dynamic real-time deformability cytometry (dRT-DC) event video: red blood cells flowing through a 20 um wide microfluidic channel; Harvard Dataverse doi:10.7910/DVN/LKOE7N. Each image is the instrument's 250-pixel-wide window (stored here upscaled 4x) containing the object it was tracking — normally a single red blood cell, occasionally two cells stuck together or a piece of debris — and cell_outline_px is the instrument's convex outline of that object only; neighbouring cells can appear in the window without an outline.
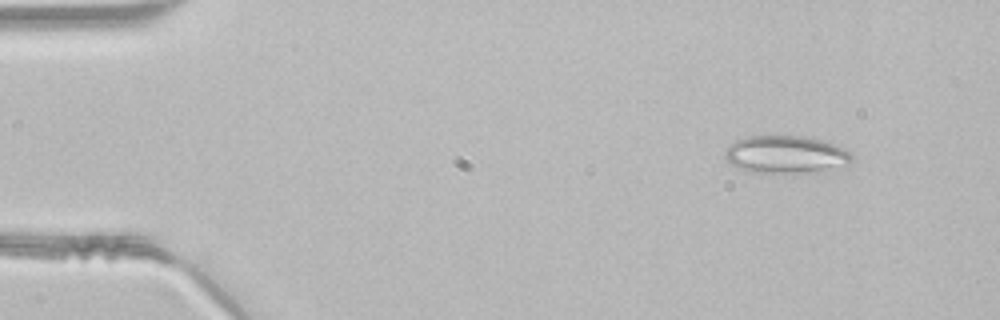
{"species": "common noctule bat (a hibernating species)", "species_latin": "Nyctalus noctula", "temperature_condition": "room temperature", "stored_images_in_passage": 10, "camera_frame_rate_fps": 3000, "um_per_image_px": 0.085, "animal": {"sex": "male", "body_mass_g": 21.5, "forearm_length_mm": 52.0}, "frame": {"image": 1, "passage_image": 1, "time_ms": 0.0, "image_size_px": [1000, 320], "cell_outline_px": [[856, 160], [848, 164], [820, 172], [752, 172], [728, 164], [724, 160], [724, 152], [736, 140], [748, 136], [804, 136], [836, 144], [852, 152]], "centroid_in_image_um": [66.84, 13.13], "position_along_channel_um": 18.2, "area_um2": 28.03}}
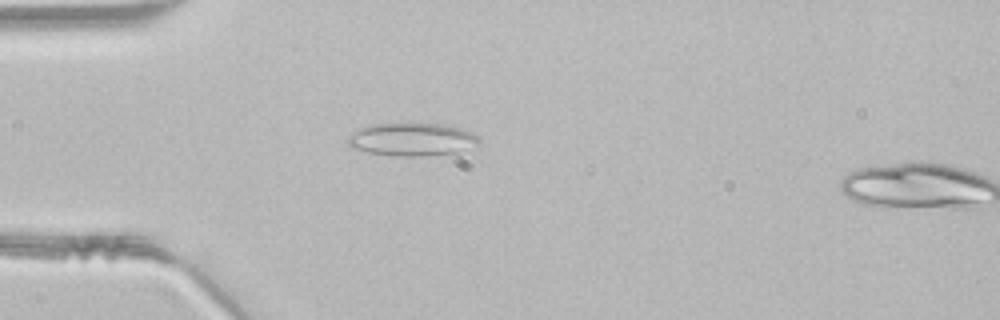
{"frame": {"image": 2, "passage_image": 9, "time_ms": 2.667, "image_size_px": [1000, 320], "cell_outline_px": [[480, 144], [456, 152], [424, 156], [392, 156], [368, 152], [352, 148], [348, 144], [348, 136], [360, 128], [372, 124], [444, 124], [460, 128], [472, 132], [480, 136]], "centroid_in_image_um": [35.04, 11.86], "position_along_channel_um": 50.0, "area_um2": 25.14}}